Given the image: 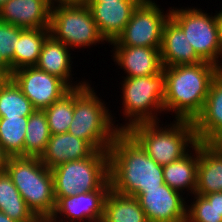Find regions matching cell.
<instances>
[{
	"label": "cell",
	"mask_w": 222,
	"mask_h": 222,
	"mask_svg": "<svg viewBox=\"0 0 222 222\" xmlns=\"http://www.w3.org/2000/svg\"><path fill=\"white\" fill-rule=\"evenodd\" d=\"M110 188L137 197L164 184L163 166L155 162L127 132L120 131L108 150Z\"/></svg>",
	"instance_id": "1"
},
{
	"label": "cell",
	"mask_w": 222,
	"mask_h": 222,
	"mask_svg": "<svg viewBox=\"0 0 222 222\" xmlns=\"http://www.w3.org/2000/svg\"><path fill=\"white\" fill-rule=\"evenodd\" d=\"M221 69L209 62L163 67L165 74L164 112L176 120L194 121L201 113L209 87Z\"/></svg>",
	"instance_id": "2"
},
{
	"label": "cell",
	"mask_w": 222,
	"mask_h": 222,
	"mask_svg": "<svg viewBox=\"0 0 222 222\" xmlns=\"http://www.w3.org/2000/svg\"><path fill=\"white\" fill-rule=\"evenodd\" d=\"M5 171L28 208L41 222H47L56 205L51 169L38 157L11 156Z\"/></svg>",
	"instance_id": "3"
},
{
	"label": "cell",
	"mask_w": 222,
	"mask_h": 222,
	"mask_svg": "<svg viewBox=\"0 0 222 222\" xmlns=\"http://www.w3.org/2000/svg\"><path fill=\"white\" fill-rule=\"evenodd\" d=\"M89 82L74 88V113L68 133L87 141L96 151H108L120 130Z\"/></svg>",
	"instance_id": "4"
},
{
	"label": "cell",
	"mask_w": 222,
	"mask_h": 222,
	"mask_svg": "<svg viewBox=\"0 0 222 222\" xmlns=\"http://www.w3.org/2000/svg\"><path fill=\"white\" fill-rule=\"evenodd\" d=\"M159 123H138L126 130L159 165L182 158L198 143L192 121L175 120L165 127Z\"/></svg>",
	"instance_id": "5"
},
{
	"label": "cell",
	"mask_w": 222,
	"mask_h": 222,
	"mask_svg": "<svg viewBox=\"0 0 222 222\" xmlns=\"http://www.w3.org/2000/svg\"><path fill=\"white\" fill-rule=\"evenodd\" d=\"M122 105L126 124H116L120 131L145 122H160L158 113L164 112V71L151 76L123 77Z\"/></svg>",
	"instance_id": "6"
},
{
	"label": "cell",
	"mask_w": 222,
	"mask_h": 222,
	"mask_svg": "<svg viewBox=\"0 0 222 222\" xmlns=\"http://www.w3.org/2000/svg\"><path fill=\"white\" fill-rule=\"evenodd\" d=\"M55 197H68L94 190H110L108 151L68 161L51 169Z\"/></svg>",
	"instance_id": "7"
},
{
	"label": "cell",
	"mask_w": 222,
	"mask_h": 222,
	"mask_svg": "<svg viewBox=\"0 0 222 222\" xmlns=\"http://www.w3.org/2000/svg\"><path fill=\"white\" fill-rule=\"evenodd\" d=\"M174 8H170V18L183 30L196 54L222 70V46L216 15H208L210 13L193 7Z\"/></svg>",
	"instance_id": "8"
},
{
	"label": "cell",
	"mask_w": 222,
	"mask_h": 222,
	"mask_svg": "<svg viewBox=\"0 0 222 222\" xmlns=\"http://www.w3.org/2000/svg\"><path fill=\"white\" fill-rule=\"evenodd\" d=\"M50 35L70 49L102 44L100 34L87 5H57L51 8ZM91 45V46H90Z\"/></svg>",
	"instance_id": "9"
},
{
	"label": "cell",
	"mask_w": 222,
	"mask_h": 222,
	"mask_svg": "<svg viewBox=\"0 0 222 222\" xmlns=\"http://www.w3.org/2000/svg\"><path fill=\"white\" fill-rule=\"evenodd\" d=\"M152 0H142L134 9L122 33L112 46H141L161 48L163 28L170 18V8L164 10Z\"/></svg>",
	"instance_id": "10"
},
{
	"label": "cell",
	"mask_w": 222,
	"mask_h": 222,
	"mask_svg": "<svg viewBox=\"0 0 222 222\" xmlns=\"http://www.w3.org/2000/svg\"><path fill=\"white\" fill-rule=\"evenodd\" d=\"M10 78L36 110H44L72 89L61 78L40 70L36 66L19 68L12 72Z\"/></svg>",
	"instance_id": "11"
},
{
	"label": "cell",
	"mask_w": 222,
	"mask_h": 222,
	"mask_svg": "<svg viewBox=\"0 0 222 222\" xmlns=\"http://www.w3.org/2000/svg\"><path fill=\"white\" fill-rule=\"evenodd\" d=\"M136 199L148 222H186L187 203L182 193L163 184L145 189Z\"/></svg>",
	"instance_id": "12"
},
{
	"label": "cell",
	"mask_w": 222,
	"mask_h": 222,
	"mask_svg": "<svg viewBox=\"0 0 222 222\" xmlns=\"http://www.w3.org/2000/svg\"><path fill=\"white\" fill-rule=\"evenodd\" d=\"M109 191L94 190L68 197H55V210L47 222H101Z\"/></svg>",
	"instance_id": "13"
},
{
	"label": "cell",
	"mask_w": 222,
	"mask_h": 222,
	"mask_svg": "<svg viewBox=\"0 0 222 222\" xmlns=\"http://www.w3.org/2000/svg\"><path fill=\"white\" fill-rule=\"evenodd\" d=\"M141 1H88L92 17L97 28L106 40L111 43L122 33L129 22L134 9Z\"/></svg>",
	"instance_id": "14"
},
{
	"label": "cell",
	"mask_w": 222,
	"mask_h": 222,
	"mask_svg": "<svg viewBox=\"0 0 222 222\" xmlns=\"http://www.w3.org/2000/svg\"><path fill=\"white\" fill-rule=\"evenodd\" d=\"M51 8L49 0H8L0 8V21L23 29L49 28Z\"/></svg>",
	"instance_id": "15"
},
{
	"label": "cell",
	"mask_w": 222,
	"mask_h": 222,
	"mask_svg": "<svg viewBox=\"0 0 222 222\" xmlns=\"http://www.w3.org/2000/svg\"><path fill=\"white\" fill-rule=\"evenodd\" d=\"M113 59L127 74L126 77L156 75L163 71L159 48L114 46Z\"/></svg>",
	"instance_id": "16"
},
{
	"label": "cell",
	"mask_w": 222,
	"mask_h": 222,
	"mask_svg": "<svg viewBox=\"0 0 222 222\" xmlns=\"http://www.w3.org/2000/svg\"><path fill=\"white\" fill-rule=\"evenodd\" d=\"M193 124L198 142H212L222 132V70L212 80L203 109Z\"/></svg>",
	"instance_id": "17"
},
{
	"label": "cell",
	"mask_w": 222,
	"mask_h": 222,
	"mask_svg": "<svg viewBox=\"0 0 222 222\" xmlns=\"http://www.w3.org/2000/svg\"><path fill=\"white\" fill-rule=\"evenodd\" d=\"M95 149L85 140L66 132L51 134L40 161L49 169L68 162L89 157Z\"/></svg>",
	"instance_id": "18"
},
{
	"label": "cell",
	"mask_w": 222,
	"mask_h": 222,
	"mask_svg": "<svg viewBox=\"0 0 222 222\" xmlns=\"http://www.w3.org/2000/svg\"><path fill=\"white\" fill-rule=\"evenodd\" d=\"M160 55L163 67L196 64L203 61L190 45L183 30L171 18L163 28Z\"/></svg>",
	"instance_id": "19"
},
{
	"label": "cell",
	"mask_w": 222,
	"mask_h": 222,
	"mask_svg": "<svg viewBox=\"0 0 222 222\" xmlns=\"http://www.w3.org/2000/svg\"><path fill=\"white\" fill-rule=\"evenodd\" d=\"M70 48L52 35H49L42 47L38 63L35 65L38 69L49 74L55 75L64 80L71 88H78L86 85L88 81H79L72 83V57L69 53ZM72 62V63H71Z\"/></svg>",
	"instance_id": "20"
},
{
	"label": "cell",
	"mask_w": 222,
	"mask_h": 222,
	"mask_svg": "<svg viewBox=\"0 0 222 222\" xmlns=\"http://www.w3.org/2000/svg\"><path fill=\"white\" fill-rule=\"evenodd\" d=\"M222 192V149L211 142H199L196 195Z\"/></svg>",
	"instance_id": "21"
},
{
	"label": "cell",
	"mask_w": 222,
	"mask_h": 222,
	"mask_svg": "<svg viewBox=\"0 0 222 222\" xmlns=\"http://www.w3.org/2000/svg\"><path fill=\"white\" fill-rule=\"evenodd\" d=\"M198 162L199 142L185 156L163 166L164 183L183 195L185 194L184 189L194 195L197 184Z\"/></svg>",
	"instance_id": "22"
},
{
	"label": "cell",
	"mask_w": 222,
	"mask_h": 222,
	"mask_svg": "<svg viewBox=\"0 0 222 222\" xmlns=\"http://www.w3.org/2000/svg\"><path fill=\"white\" fill-rule=\"evenodd\" d=\"M101 222H148V220L136 197L110 189L105 198Z\"/></svg>",
	"instance_id": "23"
},
{
	"label": "cell",
	"mask_w": 222,
	"mask_h": 222,
	"mask_svg": "<svg viewBox=\"0 0 222 222\" xmlns=\"http://www.w3.org/2000/svg\"><path fill=\"white\" fill-rule=\"evenodd\" d=\"M0 212L16 222H41L28 208L6 171L0 173Z\"/></svg>",
	"instance_id": "24"
},
{
	"label": "cell",
	"mask_w": 222,
	"mask_h": 222,
	"mask_svg": "<svg viewBox=\"0 0 222 222\" xmlns=\"http://www.w3.org/2000/svg\"><path fill=\"white\" fill-rule=\"evenodd\" d=\"M49 35V28L24 29L20 33L14 51V71L38 63L43 44Z\"/></svg>",
	"instance_id": "25"
},
{
	"label": "cell",
	"mask_w": 222,
	"mask_h": 222,
	"mask_svg": "<svg viewBox=\"0 0 222 222\" xmlns=\"http://www.w3.org/2000/svg\"><path fill=\"white\" fill-rule=\"evenodd\" d=\"M51 133L44 110H35L28 117L24 141V156L38 157L44 153Z\"/></svg>",
	"instance_id": "26"
},
{
	"label": "cell",
	"mask_w": 222,
	"mask_h": 222,
	"mask_svg": "<svg viewBox=\"0 0 222 222\" xmlns=\"http://www.w3.org/2000/svg\"><path fill=\"white\" fill-rule=\"evenodd\" d=\"M28 117H1L0 144L9 156H24V141Z\"/></svg>",
	"instance_id": "27"
},
{
	"label": "cell",
	"mask_w": 222,
	"mask_h": 222,
	"mask_svg": "<svg viewBox=\"0 0 222 222\" xmlns=\"http://www.w3.org/2000/svg\"><path fill=\"white\" fill-rule=\"evenodd\" d=\"M35 110L11 78L0 86V118L29 117Z\"/></svg>",
	"instance_id": "28"
},
{
	"label": "cell",
	"mask_w": 222,
	"mask_h": 222,
	"mask_svg": "<svg viewBox=\"0 0 222 222\" xmlns=\"http://www.w3.org/2000/svg\"><path fill=\"white\" fill-rule=\"evenodd\" d=\"M44 112L47 116L51 134H62L68 132L69 126L73 121L74 88H72L61 99L45 108Z\"/></svg>",
	"instance_id": "29"
},
{
	"label": "cell",
	"mask_w": 222,
	"mask_h": 222,
	"mask_svg": "<svg viewBox=\"0 0 222 222\" xmlns=\"http://www.w3.org/2000/svg\"><path fill=\"white\" fill-rule=\"evenodd\" d=\"M23 28L0 21V54L2 60L14 71V51Z\"/></svg>",
	"instance_id": "30"
},
{
	"label": "cell",
	"mask_w": 222,
	"mask_h": 222,
	"mask_svg": "<svg viewBox=\"0 0 222 222\" xmlns=\"http://www.w3.org/2000/svg\"><path fill=\"white\" fill-rule=\"evenodd\" d=\"M186 222H222V216L203 195L194 194L193 202L187 204Z\"/></svg>",
	"instance_id": "31"
},
{
	"label": "cell",
	"mask_w": 222,
	"mask_h": 222,
	"mask_svg": "<svg viewBox=\"0 0 222 222\" xmlns=\"http://www.w3.org/2000/svg\"><path fill=\"white\" fill-rule=\"evenodd\" d=\"M203 196L210 202V204H213L222 216V192L209 193Z\"/></svg>",
	"instance_id": "32"
},
{
	"label": "cell",
	"mask_w": 222,
	"mask_h": 222,
	"mask_svg": "<svg viewBox=\"0 0 222 222\" xmlns=\"http://www.w3.org/2000/svg\"><path fill=\"white\" fill-rule=\"evenodd\" d=\"M51 7L57 5H87L88 0H49Z\"/></svg>",
	"instance_id": "33"
},
{
	"label": "cell",
	"mask_w": 222,
	"mask_h": 222,
	"mask_svg": "<svg viewBox=\"0 0 222 222\" xmlns=\"http://www.w3.org/2000/svg\"><path fill=\"white\" fill-rule=\"evenodd\" d=\"M8 158L9 156L4 152L2 145L0 144V173L5 172Z\"/></svg>",
	"instance_id": "34"
},
{
	"label": "cell",
	"mask_w": 222,
	"mask_h": 222,
	"mask_svg": "<svg viewBox=\"0 0 222 222\" xmlns=\"http://www.w3.org/2000/svg\"><path fill=\"white\" fill-rule=\"evenodd\" d=\"M217 17V23H218V29H219V36H220V42L222 46V10L218 13H215Z\"/></svg>",
	"instance_id": "35"
},
{
	"label": "cell",
	"mask_w": 222,
	"mask_h": 222,
	"mask_svg": "<svg viewBox=\"0 0 222 222\" xmlns=\"http://www.w3.org/2000/svg\"><path fill=\"white\" fill-rule=\"evenodd\" d=\"M10 76L0 67V86L3 85Z\"/></svg>",
	"instance_id": "36"
},
{
	"label": "cell",
	"mask_w": 222,
	"mask_h": 222,
	"mask_svg": "<svg viewBox=\"0 0 222 222\" xmlns=\"http://www.w3.org/2000/svg\"><path fill=\"white\" fill-rule=\"evenodd\" d=\"M0 67L9 75L11 76L12 72L10 67L2 60L1 54H0Z\"/></svg>",
	"instance_id": "37"
},
{
	"label": "cell",
	"mask_w": 222,
	"mask_h": 222,
	"mask_svg": "<svg viewBox=\"0 0 222 222\" xmlns=\"http://www.w3.org/2000/svg\"><path fill=\"white\" fill-rule=\"evenodd\" d=\"M211 143L222 149V132Z\"/></svg>",
	"instance_id": "38"
},
{
	"label": "cell",
	"mask_w": 222,
	"mask_h": 222,
	"mask_svg": "<svg viewBox=\"0 0 222 222\" xmlns=\"http://www.w3.org/2000/svg\"><path fill=\"white\" fill-rule=\"evenodd\" d=\"M0 222H16V221L10 219L5 213L0 212Z\"/></svg>",
	"instance_id": "39"
},
{
	"label": "cell",
	"mask_w": 222,
	"mask_h": 222,
	"mask_svg": "<svg viewBox=\"0 0 222 222\" xmlns=\"http://www.w3.org/2000/svg\"><path fill=\"white\" fill-rule=\"evenodd\" d=\"M88 1H142V0H88Z\"/></svg>",
	"instance_id": "40"
},
{
	"label": "cell",
	"mask_w": 222,
	"mask_h": 222,
	"mask_svg": "<svg viewBox=\"0 0 222 222\" xmlns=\"http://www.w3.org/2000/svg\"><path fill=\"white\" fill-rule=\"evenodd\" d=\"M8 0H0V8L7 2Z\"/></svg>",
	"instance_id": "41"
}]
</instances>
